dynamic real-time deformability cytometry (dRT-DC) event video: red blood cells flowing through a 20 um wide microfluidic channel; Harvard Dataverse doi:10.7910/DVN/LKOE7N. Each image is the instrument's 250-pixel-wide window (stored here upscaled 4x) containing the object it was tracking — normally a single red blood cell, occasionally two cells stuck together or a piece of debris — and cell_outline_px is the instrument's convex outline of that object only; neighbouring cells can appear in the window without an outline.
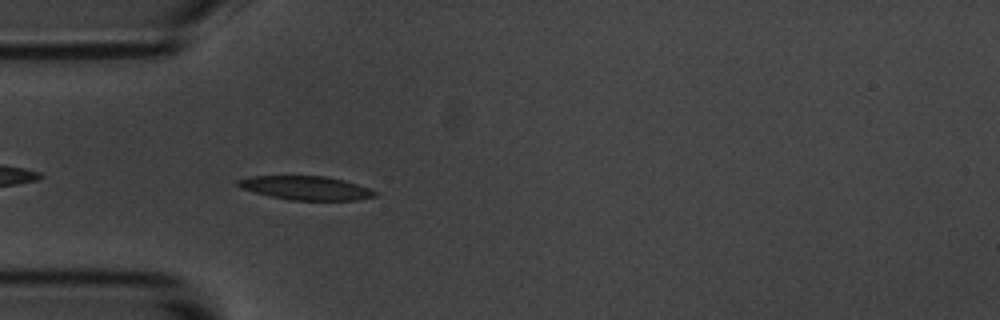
{"species": "common noctule bat (a hibernating species)", "species_latin": "Nyctalus noctula", "temperature_condition": "room temperature", "stored_images_in_passage": 1, "camera_frame_rate_fps": 3000, "um_per_image_px": 0.085, "animal": {"sex": "male", "body_mass_g": 20.1, "forearm_length_mm": 53.5}, "frame": {"image": 1, "passage_image": 1, "time_ms": 0.0, "image_size_px": [1000, 320], "cell_outline_px": [[376, 196], [356, 200], [288, 200], [268, 196], [240, 188], [236, 184], [236, 180], [252, 176], [324, 176], [344, 180], [368, 188], [376, 192]], "centroid_in_image_um": [25.95, 15.98], "position_along_channel_um": 59.1, "area_um2": 18.96}}